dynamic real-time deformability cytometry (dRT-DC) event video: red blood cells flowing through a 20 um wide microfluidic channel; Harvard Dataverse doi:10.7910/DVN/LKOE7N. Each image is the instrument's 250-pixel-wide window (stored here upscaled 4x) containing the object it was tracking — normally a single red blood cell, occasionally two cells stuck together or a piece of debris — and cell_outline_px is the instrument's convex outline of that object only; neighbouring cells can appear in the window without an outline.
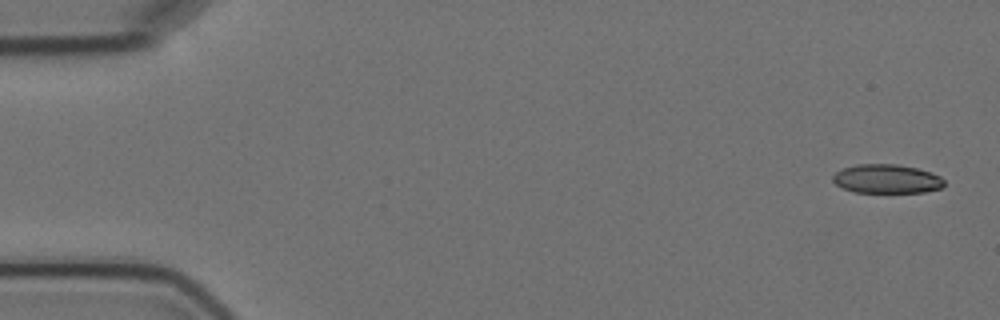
{"species": "Egyptian fruit bat (a non-hibernating species)", "species_latin": "Rousettus aegyptiacus", "temperature_condition": "cold", "stored_images_in_passage": 3, "camera_frame_rate_fps": 3000, "um_per_image_px": 0.085, "animal": {"sex": "female"}, "frame": {"image": 1, "passage_image": 1, "time_ms": 0.0, "image_size_px": [1000, 320], "cell_outline_px": [[944, 184], [940, 188], [924, 192], [856, 192], [844, 188], [836, 184], [832, 180], [832, 176], [836, 172], [844, 168], [856, 164], [896, 164], [916, 168], [932, 172], [940, 176], [944, 180]], "centroid_in_image_um": [75.38, 15.2], "position_along_channel_um": 9.6, "area_um2": 18.67}}